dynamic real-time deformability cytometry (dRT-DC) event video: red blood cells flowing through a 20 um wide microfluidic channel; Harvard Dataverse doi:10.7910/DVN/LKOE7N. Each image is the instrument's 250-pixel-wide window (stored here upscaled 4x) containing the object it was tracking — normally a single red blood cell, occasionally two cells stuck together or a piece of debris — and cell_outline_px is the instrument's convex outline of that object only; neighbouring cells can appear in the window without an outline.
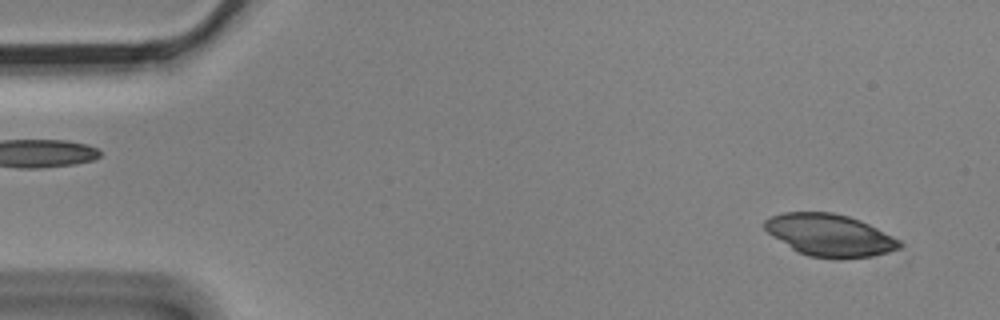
{"species": "Egyptian fruit bat (a non-hibernating species)", "species_latin": "Rousettus aegyptiacus", "temperature_condition": "cold", "stored_images_in_passage": 5, "camera_frame_rate_fps": 3000, "um_per_image_px": 0.085, "animal": {"sex": "male"}, "frame": {"image": 1, "passage_image": 1, "time_ms": 0.0, "image_size_px": [1000, 320], "cell_outline_px": [[900, 248], [888, 252], [872, 256], [808, 256], [796, 252], [772, 236], [764, 228], [764, 220], [772, 216], [784, 212], [832, 212], [848, 216], [860, 220], [900, 240]], "centroid_in_image_um": [70.47, 19.95], "position_along_channel_um": 14.5, "area_um2": 32.37}}
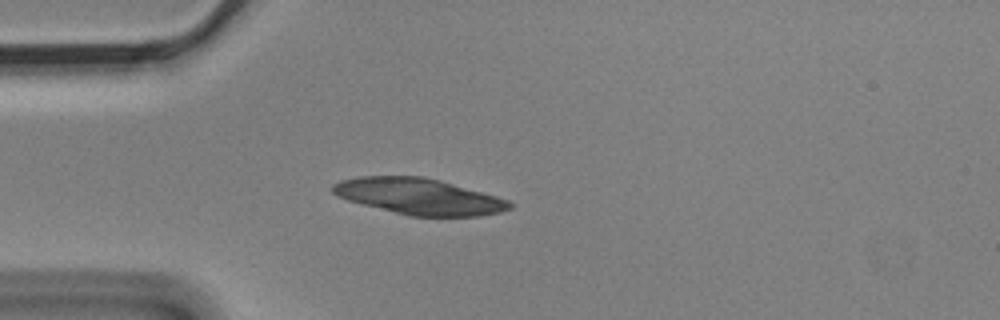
{"frame": {"image": 2, "passage_image": 4, "time_ms": 1.0, "image_size_px": [1000, 320], "cell_outline_px": [[512, 208], [500, 212], [480, 216], [408, 216], [348, 200], [336, 196], [332, 192], [332, 184], [340, 180], [360, 176], [424, 176], [440, 180], [496, 196], [508, 200], [512, 204]], "centroid_in_image_um": [35.6, 16.69], "position_along_channel_um": 49.4, "area_um2": 37.17}}